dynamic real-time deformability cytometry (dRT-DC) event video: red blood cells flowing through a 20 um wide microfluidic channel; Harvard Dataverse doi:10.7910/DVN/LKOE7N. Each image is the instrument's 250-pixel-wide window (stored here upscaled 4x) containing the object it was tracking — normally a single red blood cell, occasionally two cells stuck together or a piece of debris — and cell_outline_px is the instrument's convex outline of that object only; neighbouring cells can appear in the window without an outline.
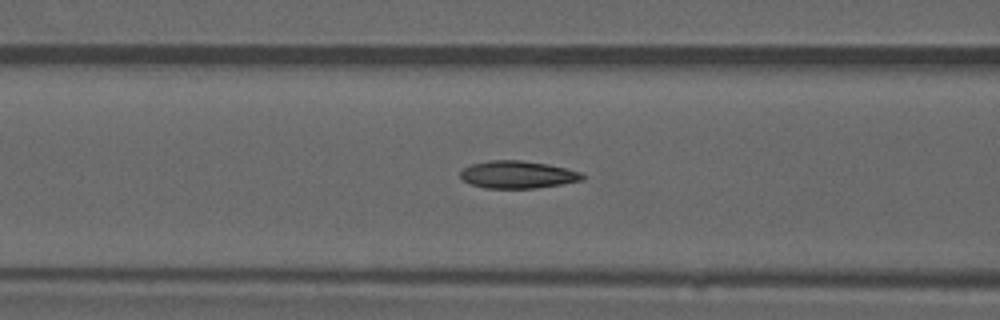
{"species": "common noctule bat (a hibernating species)", "species_latin": "Nyctalus noctula", "temperature_condition": "warm", "stored_images_in_passage": 45, "camera_frame_rate_fps": 3000, "um_per_image_px": 0.085, "animal": {"sex": "male", "forearm_length_mm": 52.5}, "frame": {"image": 1, "passage_image": 20, "time_ms": 6.333, "image_size_px": [1000, 320], "cell_outline_px": [[584, 180], [536, 188], [484, 188], [472, 184], [464, 180], [460, 176], [460, 172], [464, 168], [472, 164], [488, 160], [520, 160], [548, 164], [584, 172]], "centroid_in_image_um": [44.03, 14.83], "position_along_channel_um": 122.6, "area_um2": 19.54}}